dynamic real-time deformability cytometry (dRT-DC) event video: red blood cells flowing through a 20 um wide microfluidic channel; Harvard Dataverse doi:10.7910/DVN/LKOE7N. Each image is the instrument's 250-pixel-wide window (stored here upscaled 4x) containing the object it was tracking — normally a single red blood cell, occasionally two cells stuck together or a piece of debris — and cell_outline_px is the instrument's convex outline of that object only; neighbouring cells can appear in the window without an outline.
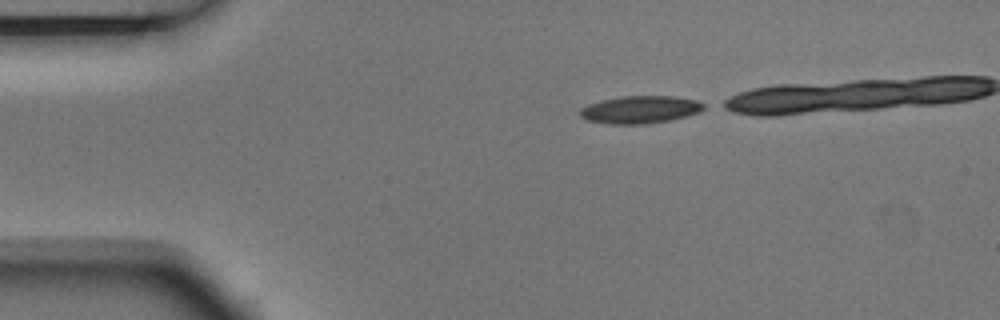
{"species": "Egyptian fruit bat (a non-hibernating species)", "species_latin": "Rousettus aegyptiacus", "temperature_condition": "room temperature", "stored_images_in_passage": 3, "camera_frame_rate_fps": 3000, "um_per_image_px": 0.085, "animal": {"sex": "male"}, "frame": {"image": 1, "passage_image": 1, "time_ms": 0.0, "image_size_px": [1000, 320], "cell_outline_px": [[708, 108], [700, 112], [668, 120], [644, 124], [608, 124], [588, 120], [580, 116], [580, 108], [588, 104], [620, 96], [676, 96], [696, 100], [704, 104]], "centroid_in_image_um": [54.43, 9.31], "position_along_channel_um": 30.6, "area_um2": 19.83}}